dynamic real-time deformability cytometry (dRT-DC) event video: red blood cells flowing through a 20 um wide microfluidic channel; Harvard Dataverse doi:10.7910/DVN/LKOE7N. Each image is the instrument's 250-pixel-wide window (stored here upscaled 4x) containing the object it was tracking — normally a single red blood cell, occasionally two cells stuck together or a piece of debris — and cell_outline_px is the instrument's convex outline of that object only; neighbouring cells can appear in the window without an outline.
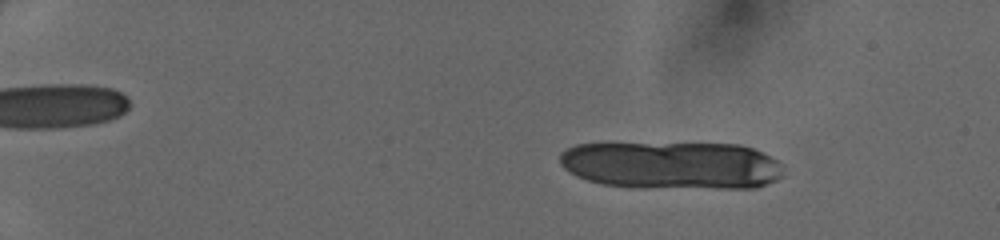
{"species": "human", "species_latin": "Homo sapiens", "temperature_condition": "cold", "stored_images_in_passage": 18, "camera_frame_rate_fps": 3000, "um_per_image_px": 0.085, "donor": {"sex": "female"}, "frame": {"image": 1, "passage_image": 8, "time_ms": 2.333, "image_size_px": [1000, 240], "cell_outline_px": [[784, 176], [776, 180], [756, 188], [632, 188], [600, 184], [576, 176], [568, 172], [560, 164], [560, 152], [576, 144], [740, 144], [752, 148], [776, 160], [780, 164]], "centroid_in_image_um": [57.08, 14.07], "position_along_channel_um": 27.9, "area_um2": 62.6}}